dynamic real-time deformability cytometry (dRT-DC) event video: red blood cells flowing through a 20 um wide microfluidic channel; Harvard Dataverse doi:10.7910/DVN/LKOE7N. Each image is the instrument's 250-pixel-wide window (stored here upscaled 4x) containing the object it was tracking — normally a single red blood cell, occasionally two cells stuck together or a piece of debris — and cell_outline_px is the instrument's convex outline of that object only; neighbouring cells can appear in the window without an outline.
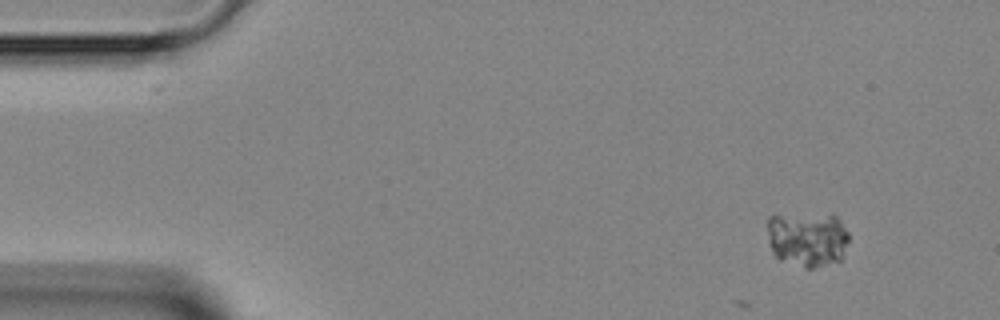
{"species": "Egyptian fruit bat (a non-hibernating species)", "species_latin": "Rousettus aegyptiacus", "temperature_condition": "room temperature", "stored_images_in_passage": 3, "camera_frame_rate_fps": 3000, "um_per_image_px": 0.085, "animal": {"sex": "female"}, "frame": {"image": 1, "passage_image": 1, "time_ms": 0.0, "image_size_px": [1000, 320], "cell_outline_px": [[848, 240], [840, 264], [812, 268], [808, 268], [780, 260], [772, 252], [768, 236], [768, 216], [832, 212], [840, 220], [848, 232]], "centroid_in_image_um": [68.69, 20.31], "position_along_channel_um": 16.3, "area_um2": 26.88}}
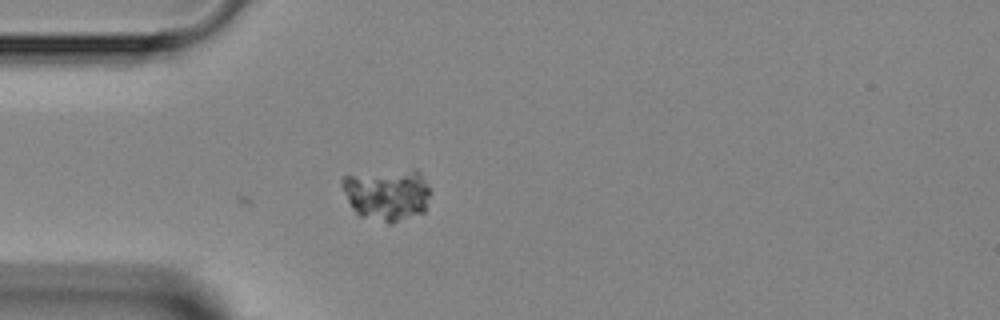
{"frame": {"image": 2, "passage_image": 3, "time_ms": 3.0, "image_size_px": [1000, 320], "cell_outline_px": [[428, 196], [424, 212], [392, 224], [388, 224], [360, 216], [352, 208], [340, 184], [340, 180], [344, 176], [412, 168], [420, 176], [428, 188]], "centroid_in_image_um": [32.85, 16.56], "position_along_channel_um": 52.1, "area_um2": 26.41}}